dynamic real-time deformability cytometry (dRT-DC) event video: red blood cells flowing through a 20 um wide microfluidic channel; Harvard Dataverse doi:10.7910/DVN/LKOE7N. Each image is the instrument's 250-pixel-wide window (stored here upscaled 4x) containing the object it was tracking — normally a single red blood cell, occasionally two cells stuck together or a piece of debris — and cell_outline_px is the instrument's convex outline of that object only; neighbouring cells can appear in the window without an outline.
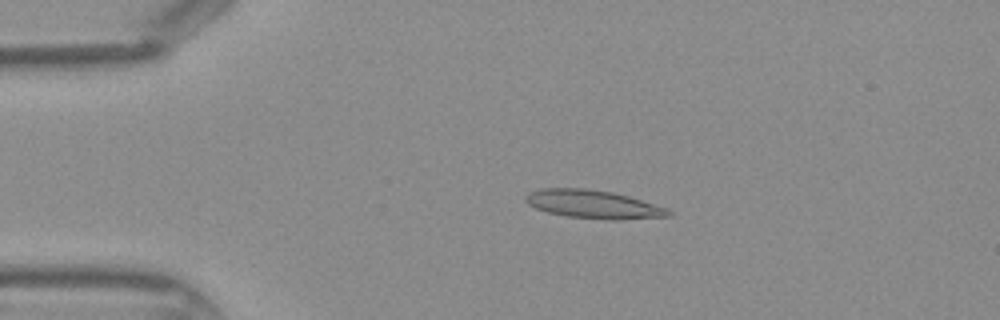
{"species": "Egyptian fruit bat (a non-hibernating species)", "species_latin": "Rousettus aegyptiacus", "temperature_condition": "warm", "stored_images_in_passage": 43, "camera_frame_rate_fps": 3000, "um_per_image_px": 0.085, "frame": {"image": 1, "passage_image": 9, "time_ms": 2.667, "image_size_px": [1000, 320], "cell_outline_px": [[672, 216], [616, 220], [612, 220], [564, 216], [548, 212], [536, 208], [528, 204], [524, 200], [524, 196], [528, 192], [540, 188], [584, 188], [612, 192], [628, 196], [668, 208], [672, 212]], "centroid_in_image_um": [50.41, 17.36], "position_along_channel_um": 34.6, "area_um2": 23.7}}
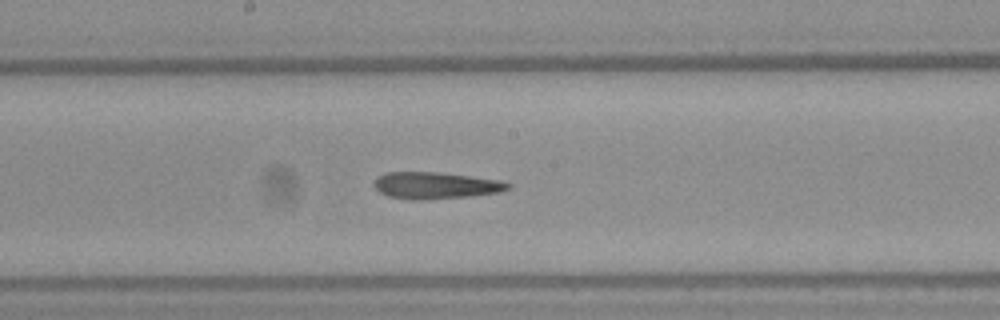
{"frame": {"image": 2, "passage_image": 23, "time_ms": 7.333, "image_size_px": [1000, 320], "cell_outline_px": [[512, 188], [500, 192], [472, 196], [420, 200], [412, 200], [388, 196], [380, 192], [372, 184], [376, 176], [384, 172], [436, 172], [500, 180], [512, 184]], "centroid_in_image_um": [37.01, 15.76], "position_along_channel_um": 211.2, "area_um2": 21.04}}
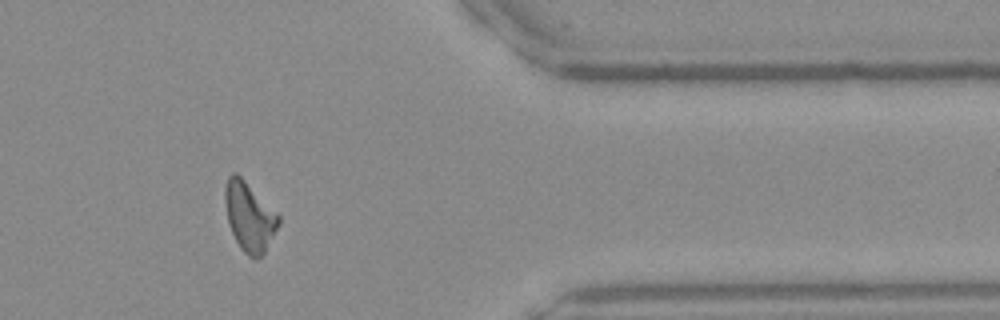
{"frame": {"image": 3, "passage_image": 36, "time_ms": 11.667, "image_size_px": [1000, 320], "cell_outline_px": [[280, 224], [264, 252], [256, 260], [248, 256], [240, 248], [228, 224], [224, 200], [224, 188], [228, 176], [232, 172], [236, 172], [280, 216]], "centroid_in_image_um": [21.18, 18.42], "position_along_channel_um": 390.2, "area_um2": 21.44}}